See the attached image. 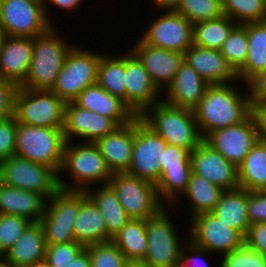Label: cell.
I'll use <instances>...</instances> for the list:
<instances>
[{"mask_svg":"<svg viewBox=\"0 0 266 267\" xmlns=\"http://www.w3.org/2000/svg\"><path fill=\"white\" fill-rule=\"evenodd\" d=\"M126 53V105L136 116H141L161 101L163 94L138 59L130 51Z\"/></svg>","mask_w":266,"mask_h":267,"instance_id":"20","label":"cell"},{"mask_svg":"<svg viewBox=\"0 0 266 267\" xmlns=\"http://www.w3.org/2000/svg\"><path fill=\"white\" fill-rule=\"evenodd\" d=\"M33 38L6 36L0 46V78L20 87L32 61Z\"/></svg>","mask_w":266,"mask_h":267,"instance_id":"22","label":"cell"},{"mask_svg":"<svg viewBox=\"0 0 266 267\" xmlns=\"http://www.w3.org/2000/svg\"><path fill=\"white\" fill-rule=\"evenodd\" d=\"M209 84L185 61L172 83L164 92L166 103L175 107L194 110L202 100Z\"/></svg>","mask_w":266,"mask_h":267,"instance_id":"24","label":"cell"},{"mask_svg":"<svg viewBox=\"0 0 266 267\" xmlns=\"http://www.w3.org/2000/svg\"><path fill=\"white\" fill-rule=\"evenodd\" d=\"M99 189L85 190L87 197L97 206L105 220L108 233L113 237L130 220L119 203L116 193L109 184H102ZM93 191H92V190Z\"/></svg>","mask_w":266,"mask_h":267,"instance_id":"33","label":"cell"},{"mask_svg":"<svg viewBox=\"0 0 266 267\" xmlns=\"http://www.w3.org/2000/svg\"><path fill=\"white\" fill-rule=\"evenodd\" d=\"M0 267H12L8 260L3 256L0 258Z\"/></svg>","mask_w":266,"mask_h":267,"instance_id":"55","label":"cell"},{"mask_svg":"<svg viewBox=\"0 0 266 267\" xmlns=\"http://www.w3.org/2000/svg\"><path fill=\"white\" fill-rule=\"evenodd\" d=\"M244 244L266 257V223L250 224Z\"/></svg>","mask_w":266,"mask_h":267,"instance_id":"49","label":"cell"},{"mask_svg":"<svg viewBox=\"0 0 266 267\" xmlns=\"http://www.w3.org/2000/svg\"><path fill=\"white\" fill-rule=\"evenodd\" d=\"M133 142L134 120L117 127L112 133L95 142L112 174L126 173L129 170Z\"/></svg>","mask_w":266,"mask_h":267,"instance_id":"26","label":"cell"},{"mask_svg":"<svg viewBox=\"0 0 266 267\" xmlns=\"http://www.w3.org/2000/svg\"><path fill=\"white\" fill-rule=\"evenodd\" d=\"M5 37H6V35H5L4 31H3V27L0 24V46L3 43Z\"/></svg>","mask_w":266,"mask_h":267,"instance_id":"56","label":"cell"},{"mask_svg":"<svg viewBox=\"0 0 266 267\" xmlns=\"http://www.w3.org/2000/svg\"><path fill=\"white\" fill-rule=\"evenodd\" d=\"M261 137V119L253 111L241 123L212 131L203 140L238 167Z\"/></svg>","mask_w":266,"mask_h":267,"instance_id":"11","label":"cell"},{"mask_svg":"<svg viewBox=\"0 0 266 267\" xmlns=\"http://www.w3.org/2000/svg\"><path fill=\"white\" fill-rule=\"evenodd\" d=\"M123 56H104L98 65L96 83L109 94L126 103V53Z\"/></svg>","mask_w":266,"mask_h":267,"instance_id":"35","label":"cell"},{"mask_svg":"<svg viewBox=\"0 0 266 267\" xmlns=\"http://www.w3.org/2000/svg\"><path fill=\"white\" fill-rule=\"evenodd\" d=\"M240 188L266 190V139L262 136L238 166Z\"/></svg>","mask_w":266,"mask_h":267,"instance_id":"32","label":"cell"},{"mask_svg":"<svg viewBox=\"0 0 266 267\" xmlns=\"http://www.w3.org/2000/svg\"><path fill=\"white\" fill-rule=\"evenodd\" d=\"M0 24L6 36L29 38L54 25L46 17L44 0H0Z\"/></svg>","mask_w":266,"mask_h":267,"instance_id":"14","label":"cell"},{"mask_svg":"<svg viewBox=\"0 0 266 267\" xmlns=\"http://www.w3.org/2000/svg\"><path fill=\"white\" fill-rule=\"evenodd\" d=\"M112 242L127 260H143L147 253L146 220L130 219Z\"/></svg>","mask_w":266,"mask_h":267,"instance_id":"36","label":"cell"},{"mask_svg":"<svg viewBox=\"0 0 266 267\" xmlns=\"http://www.w3.org/2000/svg\"><path fill=\"white\" fill-rule=\"evenodd\" d=\"M167 4L192 24L223 16L222 0H169Z\"/></svg>","mask_w":266,"mask_h":267,"instance_id":"38","label":"cell"},{"mask_svg":"<svg viewBox=\"0 0 266 267\" xmlns=\"http://www.w3.org/2000/svg\"><path fill=\"white\" fill-rule=\"evenodd\" d=\"M168 213L164 207L146 220L147 253L143 261L149 267H179L180 252L188 239L177 235Z\"/></svg>","mask_w":266,"mask_h":267,"instance_id":"10","label":"cell"},{"mask_svg":"<svg viewBox=\"0 0 266 267\" xmlns=\"http://www.w3.org/2000/svg\"><path fill=\"white\" fill-rule=\"evenodd\" d=\"M66 140L63 129L17 122L15 155L53 168L58 174Z\"/></svg>","mask_w":266,"mask_h":267,"instance_id":"5","label":"cell"},{"mask_svg":"<svg viewBox=\"0 0 266 267\" xmlns=\"http://www.w3.org/2000/svg\"><path fill=\"white\" fill-rule=\"evenodd\" d=\"M0 175L4 185L35 191L47 200L59 189V174L53 168L17 155L0 162Z\"/></svg>","mask_w":266,"mask_h":267,"instance_id":"12","label":"cell"},{"mask_svg":"<svg viewBox=\"0 0 266 267\" xmlns=\"http://www.w3.org/2000/svg\"><path fill=\"white\" fill-rule=\"evenodd\" d=\"M190 219V233L186 238L211 254L217 252L225 255L244 244V237L220 221L212 212L202 213Z\"/></svg>","mask_w":266,"mask_h":267,"instance_id":"17","label":"cell"},{"mask_svg":"<svg viewBox=\"0 0 266 267\" xmlns=\"http://www.w3.org/2000/svg\"><path fill=\"white\" fill-rule=\"evenodd\" d=\"M248 56L237 72L238 79L248 83L259 73L266 71V21L247 23Z\"/></svg>","mask_w":266,"mask_h":267,"instance_id":"31","label":"cell"},{"mask_svg":"<svg viewBox=\"0 0 266 267\" xmlns=\"http://www.w3.org/2000/svg\"><path fill=\"white\" fill-rule=\"evenodd\" d=\"M47 243L40 222H32L4 257L12 267H28L45 261Z\"/></svg>","mask_w":266,"mask_h":267,"instance_id":"27","label":"cell"},{"mask_svg":"<svg viewBox=\"0 0 266 267\" xmlns=\"http://www.w3.org/2000/svg\"><path fill=\"white\" fill-rule=\"evenodd\" d=\"M3 256H4V253L0 249V258H2Z\"/></svg>","mask_w":266,"mask_h":267,"instance_id":"60","label":"cell"},{"mask_svg":"<svg viewBox=\"0 0 266 267\" xmlns=\"http://www.w3.org/2000/svg\"><path fill=\"white\" fill-rule=\"evenodd\" d=\"M169 0H152V2H164V3H167Z\"/></svg>","mask_w":266,"mask_h":267,"instance_id":"58","label":"cell"},{"mask_svg":"<svg viewBox=\"0 0 266 267\" xmlns=\"http://www.w3.org/2000/svg\"><path fill=\"white\" fill-rule=\"evenodd\" d=\"M247 215L250 224L266 223V190L247 191Z\"/></svg>","mask_w":266,"mask_h":267,"instance_id":"46","label":"cell"},{"mask_svg":"<svg viewBox=\"0 0 266 267\" xmlns=\"http://www.w3.org/2000/svg\"><path fill=\"white\" fill-rule=\"evenodd\" d=\"M74 238L84 246L112 241L103 215L89 198L81 204L74 223Z\"/></svg>","mask_w":266,"mask_h":267,"instance_id":"29","label":"cell"},{"mask_svg":"<svg viewBox=\"0 0 266 267\" xmlns=\"http://www.w3.org/2000/svg\"><path fill=\"white\" fill-rule=\"evenodd\" d=\"M85 191L58 189L46 202L40 220L47 244L75 241L74 223L81 204L87 199Z\"/></svg>","mask_w":266,"mask_h":267,"instance_id":"6","label":"cell"},{"mask_svg":"<svg viewBox=\"0 0 266 267\" xmlns=\"http://www.w3.org/2000/svg\"><path fill=\"white\" fill-rule=\"evenodd\" d=\"M45 14L46 17L48 19L49 22H52L51 19H49V13H48V7L46 5L51 3L52 5H55L54 7H58V8H62L63 10H67V11H73L76 10L78 8V6H80V4L82 5L83 0H45ZM49 2V3H48Z\"/></svg>","mask_w":266,"mask_h":267,"instance_id":"51","label":"cell"},{"mask_svg":"<svg viewBox=\"0 0 266 267\" xmlns=\"http://www.w3.org/2000/svg\"><path fill=\"white\" fill-rule=\"evenodd\" d=\"M223 15L237 24L266 21V0H222Z\"/></svg>","mask_w":266,"mask_h":267,"instance_id":"39","label":"cell"},{"mask_svg":"<svg viewBox=\"0 0 266 267\" xmlns=\"http://www.w3.org/2000/svg\"><path fill=\"white\" fill-rule=\"evenodd\" d=\"M184 61L191 66L209 85L228 84L238 79L219 50L203 48L193 44L185 53Z\"/></svg>","mask_w":266,"mask_h":267,"instance_id":"23","label":"cell"},{"mask_svg":"<svg viewBox=\"0 0 266 267\" xmlns=\"http://www.w3.org/2000/svg\"><path fill=\"white\" fill-rule=\"evenodd\" d=\"M28 267H50L45 261L36 263L34 265L28 266Z\"/></svg>","mask_w":266,"mask_h":267,"instance_id":"57","label":"cell"},{"mask_svg":"<svg viewBox=\"0 0 266 267\" xmlns=\"http://www.w3.org/2000/svg\"><path fill=\"white\" fill-rule=\"evenodd\" d=\"M207 253L211 252L197 246L188 239L180 252L179 267H197L198 264V267L200 264V267H209V264L203 259V256H206Z\"/></svg>","mask_w":266,"mask_h":267,"instance_id":"48","label":"cell"},{"mask_svg":"<svg viewBox=\"0 0 266 267\" xmlns=\"http://www.w3.org/2000/svg\"><path fill=\"white\" fill-rule=\"evenodd\" d=\"M73 102L81 108L111 118L118 126L126 125L137 117L123 100L109 94L97 83L86 87Z\"/></svg>","mask_w":266,"mask_h":267,"instance_id":"25","label":"cell"},{"mask_svg":"<svg viewBox=\"0 0 266 267\" xmlns=\"http://www.w3.org/2000/svg\"><path fill=\"white\" fill-rule=\"evenodd\" d=\"M153 5L165 13L151 21L140 39L150 46L184 54L194 44L193 24L167 3L154 2Z\"/></svg>","mask_w":266,"mask_h":267,"instance_id":"13","label":"cell"},{"mask_svg":"<svg viewBox=\"0 0 266 267\" xmlns=\"http://www.w3.org/2000/svg\"><path fill=\"white\" fill-rule=\"evenodd\" d=\"M262 123V136L266 139V106L258 112Z\"/></svg>","mask_w":266,"mask_h":267,"instance_id":"53","label":"cell"},{"mask_svg":"<svg viewBox=\"0 0 266 267\" xmlns=\"http://www.w3.org/2000/svg\"><path fill=\"white\" fill-rule=\"evenodd\" d=\"M47 199L35 191L6 185L0 188V214L17 215L31 222H40Z\"/></svg>","mask_w":266,"mask_h":267,"instance_id":"28","label":"cell"},{"mask_svg":"<svg viewBox=\"0 0 266 267\" xmlns=\"http://www.w3.org/2000/svg\"><path fill=\"white\" fill-rule=\"evenodd\" d=\"M220 267H266V257L243 244L221 257Z\"/></svg>","mask_w":266,"mask_h":267,"instance_id":"44","label":"cell"},{"mask_svg":"<svg viewBox=\"0 0 266 267\" xmlns=\"http://www.w3.org/2000/svg\"><path fill=\"white\" fill-rule=\"evenodd\" d=\"M130 52L143 65L160 91L167 89L184 63L183 53L156 48L141 39H138Z\"/></svg>","mask_w":266,"mask_h":267,"instance_id":"19","label":"cell"},{"mask_svg":"<svg viewBox=\"0 0 266 267\" xmlns=\"http://www.w3.org/2000/svg\"><path fill=\"white\" fill-rule=\"evenodd\" d=\"M31 223L21 216L0 214V249L4 254Z\"/></svg>","mask_w":266,"mask_h":267,"instance_id":"42","label":"cell"},{"mask_svg":"<svg viewBox=\"0 0 266 267\" xmlns=\"http://www.w3.org/2000/svg\"><path fill=\"white\" fill-rule=\"evenodd\" d=\"M85 248L90 254L91 267H124L127 260L112 241L89 244Z\"/></svg>","mask_w":266,"mask_h":267,"instance_id":"41","label":"cell"},{"mask_svg":"<svg viewBox=\"0 0 266 267\" xmlns=\"http://www.w3.org/2000/svg\"><path fill=\"white\" fill-rule=\"evenodd\" d=\"M192 172L202 176L224 190L240 187L238 167L226 160L204 140L191 152Z\"/></svg>","mask_w":266,"mask_h":267,"instance_id":"18","label":"cell"},{"mask_svg":"<svg viewBox=\"0 0 266 267\" xmlns=\"http://www.w3.org/2000/svg\"><path fill=\"white\" fill-rule=\"evenodd\" d=\"M117 127L111 118L81 108L73 101L66 102L63 128L66 142H71L77 136L84 139L82 142L95 143Z\"/></svg>","mask_w":266,"mask_h":267,"instance_id":"21","label":"cell"},{"mask_svg":"<svg viewBox=\"0 0 266 267\" xmlns=\"http://www.w3.org/2000/svg\"><path fill=\"white\" fill-rule=\"evenodd\" d=\"M85 248L77 241L65 244H47L45 262L50 267H66Z\"/></svg>","mask_w":266,"mask_h":267,"instance_id":"43","label":"cell"},{"mask_svg":"<svg viewBox=\"0 0 266 267\" xmlns=\"http://www.w3.org/2000/svg\"><path fill=\"white\" fill-rule=\"evenodd\" d=\"M66 142L63 153V163L60 169L62 172H67L74 179V183L69 185L65 180L58 175V184L60 189L85 191L91 187V184L103 183L108 184L112 177L104 158L95 143ZM71 144V145H70ZM74 184V185H73Z\"/></svg>","mask_w":266,"mask_h":267,"instance_id":"3","label":"cell"},{"mask_svg":"<svg viewBox=\"0 0 266 267\" xmlns=\"http://www.w3.org/2000/svg\"><path fill=\"white\" fill-rule=\"evenodd\" d=\"M212 213L228 227L237 230L243 237L250 226L247 215V190H225Z\"/></svg>","mask_w":266,"mask_h":267,"instance_id":"30","label":"cell"},{"mask_svg":"<svg viewBox=\"0 0 266 267\" xmlns=\"http://www.w3.org/2000/svg\"><path fill=\"white\" fill-rule=\"evenodd\" d=\"M52 26L33 38L32 61L28 76L20 86L30 90H51L66 56L74 45H68Z\"/></svg>","mask_w":266,"mask_h":267,"instance_id":"4","label":"cell"},{"mask_svg":"<svg viewBox=\"0 0 266 267\" xmlns=\"http://www.w3.org/2000/svg\"><path fill=\"white\" fill-rule=\"evenodd\" d=\"M231 84L209 85L193 110L203 138L217 129L241 123L253 112L249 92L243 95L237 85Z\"/></svg>","mask_w":266,"mask_h":267,"instance_id":"1","label":"cell"},{"mask_svg":"<svg viewBox=\"0 0 266 267\" xmlns=\"http://www.w3.org/2000/svg\"><path fill=\"white\" fill-rule=\"evenodd\" d=\"M17 88L14 83L0 78V120L14 115V96Z\"/></svg>","mask_w":266,"mask_h":267,"instance_id":"50","label":"cell"},{"mask_svg":"<svg viewBox=\"0 0 266 267\" xmlns=\"http://www.w3.org/2000/svg\"><path fill=\"white\" fill-rule=\"evenodd\" d=\"M167 143L140 116L134 119V142L127 174L156 184L161 176L160 161Z\"/></svg>","mask_w":266,"mask_h":267,"instance_id":"15","label":"cell"},{"mask_svg":"<svg viewBox=\"0 0 266 267\" xmlns=\"http://www.w3.org/2000/svg\"><path fill=\"white\" fill-rule=\"evenodd\" d=\"M2 185H3V182H2L1 175H0V188H1Z\"/></svg>","mask_w":266,"mask_h":267,"instance_id":"59","label":"cell"},{"mask_svg":"<svg viewBox=\"0 0 266 267\" xmlns=\"http://www.w3.org/2000/svg\"><path fill=\"white\" fill-rule=\"evenodd\" d=\"M101 57L102 54L73 46L51 91L65 102L73 101L86 87L96 83Z\"/></svg>","mask_w":266,"mask_h":267,"instance_id":"9","label":"cell"},{"mask_svg":"<svg viewBox=\"0 0 266 267\" xmlns=\"http://www.w3.org/2000/svg\"><path fill=\"white\" fill-rule=\"evenodd\" d=\"M66 267H91L89 251L84 248Z\"/></svg>","mask_w":266,"mask_h":267,"instance_id":"52","label":"cell"},{"mask_svg":"<svg viewBox=\"0 0 266 267\" xmlns=\"http://www.w3.org/2000/svg\"><path fill=\"white\" fill-rule=\"evenodd\" d=\"M246 87L250 92L249 99L252 110L259 112L266 106V71L252 78Z\"/></svg>","mask_w":266,"mask_h":267,"instance_id":"47","label":"cell"},{"mask_svg":"<svg viewBox=\"0 0 266 267\" xmlns=\"http://www.w3.org/2000/svg\"><path fill=\"white\" fill-rule=\"evenodd\" d=\"M66 102L51 90L18 87L14 96L17 122L32 126L64 128Z\"/></svg>","mask_w":266,"mask_h":267,"instance_id":"7","label":"cell"},{"mask_svg":"<svg viewBox=\"0 0 266 267\" xmlns=\"http://www.w3.org/2000/svg\"><path fill=\"white\" fill-rule=\"evenodd\" d=\"M124 267H149L143 260H126Z\"/></svg>","mask_w":266,"mask_h":267,"instance_id":"54","label":"cell"},{"mask_svg":"<svg viewBox=\"0 0 266 267\" xmlns=\"http://www.w3.org/2000/svg\"><path fill=\"white\" fill-rule=\"evenodd\" d=\"M238 24L223 15L216 19L193 24L194 44L203 48L219 50Z\"/></svg>","mask_w":266,"mask_h":267,"instance_id":"37","label":"cell"},{"mask_svg":"<svg viewBox=\"0 0 266 267\" xmlns=\"http://www.w3.org/2000/svg\"><path fill=\"white\" fill-rule=\"evenodd\" d=\"M190 156V150L167 144L159 160L161 176L155 185L160 200L169 207L178 204L187 188L192 173Z\"/></svg>","mask_w":266,"mask_h":267,"instance_id":"16","label":"cell"},{"mask_svg":"<svg viewBox=\"0 0 266 267\" xmlns=\"http://www.w3.org/2000/svg\"><path fill=\"white\" fill-rule=\"evenodd\" d=\"M219 51L237 73L244 66L248 56L247 23L238 24Z\"/></svg>","mask_w":266,"mask_h":267,"instance_id":"40","label":"cell"},{"mask_svg":"<svg viewBox=\"0 0 266 267\" xmlns=\"http://www.w3.org/2000/svg\"><path fill=\"white\" fill-rule=\"evenodd\" d=\"M108 184L130 219L147 220L167 206L160 200L156 185L148 180L115 173Z\"/></svg>","mask_w":266,"mask_h":267,"instance_id":"8","label":"cell"},{"mask_svg":"<svg viewBox=\"0 0 266 267\" xmlns=\"http://www.w3.org/2000/svg\"><path fill=\"white\" fill-rule=\"evenodd\" d=\"M224 192V189L192 172L187 188L183 193L190 202L192 218L202 213L212 212L219 204Z\"/></svg>","mask_w":266,"mask_h":267,"instance_id":"34","label":"cell"},{"mask_svg":"<svg viewBox=\"0 0 266 267\" xmlns=\"http://www.w3.org/2000/svg\"><path fill=\"white\" fill-rule=\"evenodd\" d=\"M140 117L167 144L192 152L203 141L192 110L175 107L161 100Z\"/></svg>","mask_w":266,"mask_h":267,"instance_id":"2","label":"cell"},{"mask_svg":"<svg viewBox=\"0 0 266 267\" xmlns=\"http://www.w3.org/2000/svg\"><path fill=\"white\" fill-rule=\"evenodd\" d=\"M16 126L17 120L14 115L0 120V162L15 155Z\"/></svg>","mask_w":266,"mask_h":267,"instance_id":"45","label":"cell"}]
</instances>
